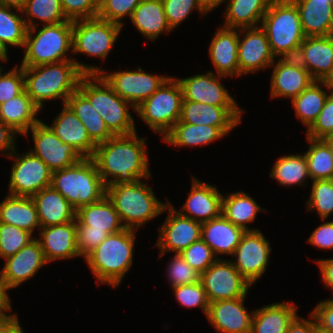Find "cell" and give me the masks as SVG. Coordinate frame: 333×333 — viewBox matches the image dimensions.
<instances>
[{"mask_svg":"<svg viewBox=\"0 0 333 333\" xmlns=\"http://www.w3.org/2000/svg\"><path fill=\"white\" fill-rule=\"evenodd\" d=\"M145 141L135 132L113 136L96 146L92 159L105 186L134 183L151 177Z\"/></svg>","mask_w":333,"mask_h":333,"instance_id":"1","label":"cell"},{"mask_svg":"<svg viewBox=\"0 0 333 333\" xmlns=\"http://www.w3.org/2000/svg\"><path fill=\"white\" fill-rule=\"evenodd\" d=\"M37 26L28 28L22 67H35L44 64L57 63L65 60H73L78 69L84 74H100L99 67L79 63L72 57L67 58V52L72 49V21L57 24L44 25L41 29ZM36 32V35L34 34ZM35 35V36H34Z\"/></svg>","mask_w":333,"mask_h":333,"instance_id":"2","label":"cell"},{"mask_svg":"<svg viewBox=\"0 0 333 333\" xmlns=\"http://www.w3.org/2000/svg\"><path fill=\"white\" fill-rule=\"evenodd\" d=\"M24 87L28 96L41 110L43 103L62 99L63 104L74 91L84 75L73 60L23 67Z\"/></svg>","mask_w":333,"mask_h":333,"instance_id":"3","label":"cell"},{"mask_svg":"<svg viewBox=\"0 0 333 333\" xmlns=\"http://www.w3.org/2000/svg\"><path fill=\"white\" fill-rule=\"evenodd\" d=\"M135 230L125 228L111 234L84 259L98 284L119 286L133 262Z\"/></svg>","mask_w":333,"mask_h":333,"instance_id":"4","label":"cell"},{"mask_svg":"<svg viewBox=\"0 0 333 333\" xmlns=\"http://www.w3.org/2000/svg\"><path fill=\"white\" fill-rule=\"evenodd\" d=\"M106 195L113 203L125 228L137 230L167 210V204L158 200L152 188L141 180L134 183L109 184L106 186Z\"/></svg>","mask_w":333,"mask_h":333,"instance_id":"5","label":"cell"},{"mask_svg":"<svg viewBox=\"0 0 333 333\" xmlns=\"http://www.w3.org/2000/svg\"><path fill=\"white\" fill-rule=\"evenodd\" d=\"M78 90L89 100L114 135L136 132L134 118L128 107H135L115 93L100 74L83 75Z\"/></svg>","mask_w":333,"mask_h":333,"instance_id":"6","label":"cell"},{"mask_svg":"<svg viewBox=\"0 0 333 333\" xmlns=\"http://www.w3.org/2000/svg\"><path fill=\"white\" fill-rule=\"evenodd\" d=\"M260 26L275 57H296L305 35L300 14L292 0H272Z\"/></svg>","mask_w":333,"mask_h":333,"instance_id":"7","label":"cell"},{"mask_svg":"<svg viewBox=\"0 0 333 333\" xmlns=\"http://www.w3.org/2000/svg\"><path fill=\"white\" fill-rule=\"evenodd\" d=\"M51 186L75 210L93 204L106 195V186L92 158H83L71 167L52 172Z\"/></svg>","mask_w":333,"mask_h":333,"instance_id":"8","label":"cell"},{"mask_svg":"<svg viewBox=\"0 0 333 333\" xmlns=\"http://www.w3.org/2000/svg\"><path fill=\"white\" fill-rule=\"evenodd\" d=\"M76 226V247L79 255L84 258L106 237L125 229L107 195L76 210Z\"/></svg>","mask_w":333,"mask_h":333,"instance_id":"9","label":"cell"},{"mask_svg":"<svg viewBox=\"0 0 333 333\" xmlns=\"http://www.w3.org/2000/svg\"><path fill=\"white\" fill-rule=\"evenodd\" d=\"M182 88L174 77H169L150 97L141 102L135 112L162 138L180 120Z\"/></svg>","mask_w":333,"mask_h":333,"instance_id":"10","label":"cell"},{"mask_svg":"<svg viewBox=\"0 0 333 333\" xmlns=\"http://www.w3.org/2000/svg\"><path fill=\"white\" fill-rule=\"evenodd\" d=\"M120 31L121 25L99 17L72 21V52L105 60Z\"/></svg>","mask_w":333,"mask_h":333,"instance_id":"11","label":"cell"},{"mask_svg":"<svg viewBox=\"0 0 333 333\" xmlns=\"http://www.w3.org/2000/svg\"><path fill=\"white\" fill-rule=\"evenodd\" d=\"M15 149L8 157L14 158L9 182V193L14 196L32 197L43 188L51 186L52 171L30 151L23 156Z\"/></svg>","mask_w":333,"mask_h":333,"instance_id":"12","label":"cell"},{"mask_svg":"<svg viewBox=\"0 0 333 333\" xmlns=\"http://www.w3.org/2000/svg\"><path fill=\"white\" fill-rule=\"evenodd\" d=\"M200 283L210 303L246 297L251 285L230 260L217 259L201 273Z\"/></svg>","mask_w":333,"mask_h":333,"instance_id":"13","label":"cell"},{"mask_svg":"<svg viewBox=\"0 0 333 333\" xmlns=\"http://www.w3.org/2000/svg\"><path fill=\"white\" fill-rule=\"evenodd\" d=\"M270 252V243L260 230L246 231L232 254L237 260L230 262L252 286L265 273Z\"/></svg>","mask_w":333,"mask_h":333,"instance_id":"14","label":"cell"},{"mask_svg":"<svg viewBox=\"0 0 333 333\" xmlns=\"http://www.w3.org/2000/svg\"><path fill=\"white\" fill-rule=\"evenodd\" d=\"M31 132L35 148H30V152L43 160L52 172L71 167L83 159L74 147L63 143L42 121L35 124Z\"/></svg>","mask_w":333,"mask_h":333,"instance_id":"15","label":"cell"},{"mask_svg":"<svg viewBox=\"0 0 333 333\" xmlns=\"http://www.w3.org/2000/svg\"><path fill=\"white\" fill-rule=\"evenodd\" d=\"M100 75L122 99L135 108L150 97L169 77L148 74L139 67L135 71H118Z\"/></svg>","mask_w":333,"mask_h":333,"instance_id":"16","label":"cell"},{"mask_svg":"<svg viewBox=\"0 0 333 333\" xmlns=\"http://www.w3.org/2000/svg\"><path fill=\"white\" fill-rule=\"evenodd\" d=\"M168 216L164 224L158 228L159 237L155 244L160 250L159 257L167 251L180 254L192 243L201 238L202 224L182 216L167 200Z\"/></svg>","mask_w":333,"mask_h":333,"instance_id":"17","label":"cell"},{"mask_svg":"<svg viewBox=\"0 0 333 333\" xmlns=\"http://www.w3.org/2000/svg\"><path fill=\"white\" fill-rule=\"evenodd\" d=\"M239 32H245L242 39L239 34V76L272 66L276 57L272 53L268 37L262 27L240 28Z\"/></svg>","mask_w":333,"mask_h":333,"instance_id":"18","label":"cell"},{"mask_svg":"<svg viewBox=\"0 0 333 333\" xmlns=\"http://www.w3.org/2000/svg\"><path fill=\"white\" fill-rule=\"evenodd\" d=\"M206 73L183 79L176 78L182 88V101L201 102L220 107H239L220 82V78L225 76H216L210 71Z\"/></svg>","mask_w":333,"mask_h":333,"instance_id":"19","label":"cell"},{"mask_svg":"<svg viewBox=\"0 0 333 333\" xmlns=\"http://www.w3.org/2000/svg\"><path fill=\"white\" fill-rule=\"evenodd\" d=\"M271 98H295L315 80L306 68L295 58H280L272 64Z\"/></svg>","mask_w":333,"mask_h":333,"instance_id":"20","label":"cell"},{"mask_svg":"<svg viewBox=\"0 0 333 333\" xmlns=\"http://www.w3.org/2000/svg\"><path fill=\"white\" fill-rule=\"evenodd\" d=\"M4 260L6 262L1 274L9 290L34 277L37 271L48 263L36 239Z\"/></svg>","mask_w":333,"mask_h":333,"instance_id":"21","label":"cell"},{"mask_svg":"<svg viewBox=\"0 0 333 333\" xmlns=\"http://www.w3.org/2000/svg\"><path fill=\"white\" fill-rule=\"evenodd\" d=\"M245 297L210 303L208 321L221 333H251L254 311L244 306Z\"/></svg>","mask_w":333,"mask_h":333,"instance_id":"22","label":"cell"},{"mask_svg":"<svg viewBox=\"0 0 333 333\" xmlns=\"http://www.w3.org/2000/svg\"><path fill=\"white\" fill-rule=\"evenodd\" d=\"M191 190L182 206L177 210L182 216L199 223H205L221 215L222 194L216 186L194 179L192 176ZM185 211V212H183Z\"/></svg>","mask_w":333,"mask_h":333,"instance_id":"23","label":"cell"},{"mask_svg":"<svg viewBox=\"0 0 333 333\" xmlns=\"http://www.w3.org/2000/svg\"><path fill=\"white\" fill-rule=\"evenodd\" d=\"M240 107H220L201 102L182 101L180 121L217 128H235L241 122Z\"/></svg>","mask_w":333,"mask_h":333,"instance_id":"24","label":"cell"},{"mask_svg":"<svg viewBox=\"0 0 333 333\" xmlns=\"http://www.w3.org/2000/svg\"><path fill=\"white\" fill-rule=\"evenodd\" d=\"M76 232V219L65 224L40 228L41 239L36 240L40 243L48 263L80 256L76 247Z\"/></svg>","mask_w":333,"mask_h":333,"instance_id":"25","label":"cell"},{"mask_svg":"<svg viewBox=\"0 0 333 333\" xmlns=\"http://www.w3.org/2000/svg\"><path fill=\"white\" fill-rule=\"evenodd\" d=\"M239 29L220 27L209 46V57L217 75L239 76L238 65Z\"/></svg>","mask_w":333,"mask_h":333,"instance_id":"26","label":"cell"},{"mask_svg":"<svg viewBox=\"0 0 333 333\" xmlns=\"http://www.w3.org/2000/svg\"><path fill=\"white\" fill-rule=\"evenodd\" d=\"M295 58L315 81H322L333 66V36L305 37Z\"/></svg>","mask_w":333,"mask_h":333,"instance_id":"27","label":"cell"},{"mask_svg":"<svg viewBox=\"0 0 333 333\" xmlns=\"http://www.w3.org/2000/svg\"><path fill=\"white\" fill-rule=\"evenodd\" d=\"M49 126L55 135L66 144H70L83 158H92L96 145L88 136L86 127L66 105Z\"/></svg>","mask_w":333,"mask_h":333,"instance_id":"28","label":"cell"},{"mask_svg":"<svg viewBox=\"0 0 333 333\" xmlns=\"http://www.w3.org/2000/svg\"><path fill=\"white\" fill-rule=\"evenodd\" d=\"M31 198L41 227L65 224L76 219V210L52 186L43 188Z\"/></svg>","mask_w":333,"mask_h":333,"instance_id":"29","label":"cell"},{"mask_svg":"<svg viewBox=\"0 0 333 333\" xmlns=\"http://www.w3.org/2000/svg\"><path fill=\"white\" fill-rule=\"evenodd\" d=\"M245 231L228 221L222 214L202 223L201 238L207 243L217 259V254L232 255L235 248L240 243L242 235Z\"/></svg>","mask_w":333,"mask_h":333,"instance_id":"30","label":"cell"},{"mask_svg":"<svg viewBox=\"0 0 333 333\" xmlns=\"http://www.w3.org/2000/svg\"><path fill=\"white\" fill-rule=\"evenodd\" d=\"M298 8L305 37L329 36L333 20V2L292 0Z\"/></svg>","mask_w":333,"mask_h":333,"instance_id":"31","label":"cell"},{"mask_svg":"<svg viewBox=\"0 0 333 333\" xmlns=\"http://www.w3.org/2000/svg\"><path fill=\"white\" fill-rule=\"evenodd\" d=\"M40 111L24 90L18 96L0 104V120L16 133L27 136L29 130L38 122L36 115Z\"/></svg>","mask_w":333,"mask_h":333,"instance_id":"32","label":"cell"},{"mask_svg":"<svg viewBox=\"0 0 333 333\" xmlns=\"http://www.w3.org/2000/svg\"><path fill=\"white\" fill-rule=\"evenodd\" d=\"M234 128H217L210 125H194L178 121L162 138L173 146L207 145L226 136Z\"/></svg>","mask_w":333,"mask_h":333,"instance_id":"33","label":"cell"},{"mask_svg":"<svg viewBox=\"0 0 333 333\" xmlns=\"http://www.w3.org/2000/svg\"><path fill=\"white\" fill-rule=\"evenodd\" d=\"M297 316V306L292 303H272L254 310L251 333H286Z\"/></svg>","mask_w":333,"mask_h":333,"instance_id":"34","label":"cell"},{"mask_svg":"<svg viewBox=\"0 0 333 333\" xmlns=\"http://www.w3.org/2000/svg\"><path fill=\"white\" fill-rule=\"evenodd\" d=\"M0 222L14 225L33 234L40 229L38 213L31 197L8 195L0 203Z\"/></svg>","mask_w":333,"mask_h":333,"instance_id":"35","label":"cell"},{"mask_svg":"<svg viewBox=\"0 0 333 333\" xmlns=\"http://www.w3.org/2000/svg\"><path fill=\"white\" fill-rule=\"evenodd\" d=\"M130 20L140 34L149 40L157 39L164 31H173L168 25L161 1L142 0L134 9Z\"/></svg>","mask_w":333,"mask_h":333,"instance_id":"36","label":"cell"},{"mask_svg":"<svg viewBox=\"0 0 333 333\" xmlns=\"http://www.w3.org/2000/svg\"><path fill=\"white\" fill-rule=\"evenodd\" d=\"M65 104L84 124L88 136L96 146L114 136L106 127L104 119L78 89L72 93Z\"/></svg>","mask_w":333,"mask_h":333,"instance_id":"37","label":"cell"},{"mask_svg":"<svg viewBox=\"0 0 333 333\" xmlns=\"http://www.w3.org/2000/svg\"><path fill=\"white\" fill-rule=\"evenodd\" d=\"M271 1L227 0V7L224 12V27L240 29L260 26V22L263 20V16L266 14Z\"/></svg>","mask_w":333,"mask_h":333,"instance_id":"38","label":"cell"},{"mask_svg":"<svg viewBox=\"0 0 333 333\" xmlns=\"http://www.w3.org/2000/svg\"><path fill=\"white\" fill-rule=\"evenodd\" d=\"M262 209L255 200L245 192L230 193L227 197L222 196L221 214L235 226L246 231H257L260 229H250L248 223L255 220L256 214Z\"/></svg>","mask_w":333,"mask_h":333,"instance_id":"39","label":"cell"},{"mask_svg":"<svg viewBox=\"0 0 333 333\" xmlns=\"http://www.w3.org/2000/svg\"><path fill=\"white\" fill-rule=\"evenodd\" d=\"M322 84V85H321ZM321 81H314L308 88L303 90L298 96L291 100L295 109L296 117L307 126V130L317 119L324 104L330 95L324 89Z\"/></svg>","mask_w":333,"mask_h":333,"instance_id":"40","label":"cell"},{"mask_svg":"<svg viewBox=\"0 0 333 333\" xmlns=\"http://www.w3.org/2000/svg\"><path fill=\"white\" fill-rule=\"evenodd\" d=\"M271 171L272 172L269 174L270 177L284 186H302V184L306 182V178L310 177L307 160L304 154L280 157L275 162Z\"/></svg>","mask_w":333,"mask_h":333,"instance_id":"41","label":"cell"},{"mask_svg":"<svg viewBox=\"0 0 333 333\" xmlns=\"http://www.w3.org/2000/svg\"><path fill=\"white\" fill-rule=\"evenodd\" d=\"M306 139L310 145L304 155L311 181L333 179V156L330 148L322 139Z\"/></svg>","mask_w":333,"mask_h":333,"instance_id":"42","label":"cell"},{"mask_svg":"<svg viewBox=\"0 0 333 333\" xmlns=\"http://www.w3.org/2000/svg\"><path fill=\"white\" fill-rule=\"evenodd\" d=\"M21 15L27 17L24 20L28 28L37 25L35 21L33 22L34 19H39L44 25L57 24L68 20L62 10L61 0H27Z\"/></svg>","mask_w":333,"mask_h":333,"instance_id":"43","label":"cell"},{"mask_svg":"<svg viewBox=\"0 0 333 333\" xmlns=\"http://www.w3.org/2000/svg\"><path fill=\"white\" fill-rule=\"evenodd\" d=\"M13 9L0 4V42L6 49L7 45L23 48L28 30L25 20Z\"/></svg>","mask_w":333,"mask_h":333,"instance_id":"44","label":"cell"},{"mask_svg":"<svg viewBox=\"0 0 333 333\" xmlns=\"http://www.w3.org/2000/svg\"><path fill=\"white\" fill-rule=\"evenodd\" d=\"M311 189L307 210H316L325 221L333 213V179L314 180Z\"/></svg>","mask_w":333,"mask_h":333,"instance_id":"45","label":"cell"},{"mask_svg":"<svg viewBox=\"0 0 333 333\" xmlns=\"http://www.w3.org/2000/svg\"><path fill=\"white\" fill-rule=\"evenodd\" d=\"M32 234L14 225L0 222V258L15 255L32 240Z\"/></svg>","mask_w":333,"mask_h":333,"instance_id":"46","label":"cell"},{"mask_svg":"<svg viewBox=\"0 0 333 333\" xmlns=\"http://www.w3.org/2000/svg\"><path fill=\"white\" fill-rule=\"evenodd\" d=\"M180 305L191 308L199 306L203 313H208L210 302L200 282L172 287Z\"/></svg>","mask_w":333,"mask_h":333,"instance_id":"47","label":"cell"},{"mask_svg":"<svg viewBox=\"0 0 333 333\" xmlns=\"http://www.w3.org/2000/svg\"><path fill=\"white\" fill-rule=\"evenodd\" d=\"M180 256L199 273H203L217 260L210 246L202 238L182 251Z\"/></svg>","mask_w":333,"mask_h":333,"instance_id":"48","label":"cell"},{"mask_svg":"<svg viewBox=\"0 0 333 333\" xmlns=\"http://www.w3.org/2000/svg\"><path fill=\"white\" fill-rule=\"evenodd\" d=\"M162 3L171 30L186 20L193 10L197 9L202 16L207 14L197 0H164Z\"/></svg>","mask_w":333,"mask_h":333,"instance_id":"49","label":"cell"},{"mask_svg":"<svg viewBox=\"0 0 333 333\" xmlns=\"http://www.w3.org/2000/svg\"><path fill=\"white\" fill-rule=\"evenodd\" d=\"M167 270L168 278L172 287L200 282L201 273L193 269L180 256V254L174 255Z\"/></svg>","mask_w":333,"mask_h":333,"instance_id":"50","label":"cell"},{"mask_svg":"<svg viewBox=\"0 0 333 333\" xmlns=\"http://www.w3.org/2000/svg\"><path fill=\"white\" fill-rule=\"evenodd\" d=\"M142 0H109L100 10V19L119 24L123 27V19L126 16L132 17L134 9Z\"/></svg>","mask_w":333,"mask_h":333,"instance_id":"51","label":"cell"},{"mask_svg":"<svg viewBox=\"0 0 333 333\" xmlns=\"http://www.w3.org/2000/svg\"><path fill=\"white\" fill-rule=\"evenodd\" d=\"M25 90L23 67L20 66L0 74V104L21 94Z\"/></svg>","mask_w":333,"mask_h":333,"instance_id":"52","label":"cell"},{"mask_svg":"<svg viewBox=\"0 0 333 333\" xmlns=\"http://www.w3.org/2000/svg\"><path fill=\"white\" fill-rule=\"evenodd\" d=\"M330 134H333V93L331 92L317 119L307 130L306 137L323 139Z\"/></svg>","mask_w":333,"mask_h":333,"instance_id":"53","label":"cell"},{"mask_svg":"<svg viewBox=\"0 0 333 333\" xmlns=\"http://www.w3.org/2000/svg\"><path fill=\"white\" fill-rule=\"evenodd\" d=\"M61 7L70 21L98 17L100 10L94 0H61Z\"/></svg>","mask_w":333,"mask_h":333,"instance_id":"54","label":"cell"},{"mask_svg":"<svg viewBox=\"0 0 333 333\" xmlns=\"http://www.w3.org/2000/svg\"><path fill=\"white\" fill-rule=\"evenodd\" d=\"M308 243L320 249L333 248V220L319 225L308 238Z\"/></svg>","mask_w":333,"mask_h":333,"instance_id":"55","label":"cell"},{"mask_svg":"<svg viewBox=\"0 0 333 333\" xmlns=\"http://www.w3.org/2000/svg\"><path fill=\"white\" fill-rule=\"evenodd\" d=\"M310 314L320 328L333 331V299L319 302Z\"/></svg>","mask_w":333,"mask_h":333,"instance_id":"56","label":"cell"},{"mask_svg":"<svg viewBox=\"0 0 333 333\" xmlns=\"http://www.w3.org/2000/svg\"><path fill=\"white\" fill-rule=\"evenodd\" d=\"M16 133L10 126L0 120V151L7 153V157L16 149Z\"/></svg>","mask_w":333,"mask_h":333,"instance_id":"57","label":"cell"},{"mask_svg":"<svg viewBox=\"0 0 333 333\" xmlns=\"http://www.w3.org/2000/svg\"><path fill=\"white\" fill-rule=\"evenodd\" d=\"M310 319H304L298 315L294 320L289 324L286 333H316L317 323L315 318L310 314Z\"/></svg>","mask_w":333,"mask_h":333,"instance_id":"58","label":"cell"},{"mask_svg":"<svg viewBox=\"0 0 333 333\" xmlns=\"http://www.w3.org/2000/svg\"><path fill=\"white\" fill-rule=\"evenodd\" d=\"M16 314L0 316V333H24Z\"/></svg>","mask_w":333,"mask_h":333,"instance_id":"59","label":"cell"},{"mask_svg":"<svg viewBox=\"0 0 333 333\" xmlns=\"http://www.w3.org/2000/svg\"><path fill=\"white\" fill-rule=\"evenodd\" d=\"M316 263H318L320 267L321 276H323L322 281L328 288L333 289V258L321 260L318 259Z\"/></svg>","mask_w":333,"mask_h":333,"instance_id":"60","label":"cell"},{"mask_svg":"<svg viewBox=\"0 0 333 333\" xmlns=\"http://www.w3.org/2000/svg\"><path fill=\"white\" fill-rule=\"evenodd\" d=\"M9 289L6 287L5 281L2 278V274L0 271V316H6L11 314H6V312H10L12 306L10 304V297L7 293Z\"/></svg>","mask_w":333,"mask_h":333,"instance_id":"61","label":"cell"},{"mask_svg":"<svg viewBox=\"0 0 333 333\" xmlns=\"http://www.w3.org/2000/svg\"><path fill=\"white\" fill-rule=\"evenodd\" d=\"M198 4L201 6V8L208 13L214 8H217L222 2H225V0H197Z\"/></svg>","mask_w":333,"mask_h":333,"instance_id":"62","label":"cell"},{"mask_svg":"<svg viewBox=\"0 0 333 333\" xmlns=\"http://www.w3.org/2000/svg\"><path fill=\"white\" fill-rule=\"evenodd\" d=\"M27 0H0V4L7 7H12L17 10V12H22V9L25 7Z\"/></svg>","mask_w":333,"mask_h":333,"instance_id":"63","label":"cell"},{"mask_svg":"<svg viewBox=\"0 0 333 333\" xmlns=\"http://www.w3.org/2000/svg\"><path fill=\"white\" fill-rule=\"evenodd\" d=\"M321 82L324 84L326 89H330L329 91L333 93V66Z\"/></svg>","mask_w":333,"mask_h":333,"instance_id":"64","label":"cell"},{"mask_svg":"<svg viewBox=\"0 0 333 333\" xmlns=\"http://www.w3.org/2000/svg\"><path fill=\"white\" fill-rule=\"evenodd\" d=\"M322 140L330 148L332 156H333V134L325 136Z\"/></svg>","mask_w":333,"mask_h":333,"instance_id":"65","label":"cell"},{"mask_svg":"<svg viewBox=\"0 0 333 333\" xmlns=\"http://www.w3.org/2000/svg\"><path fill=\"white\" fill-rule=\"evenodd\" d=\"M8 49H6L2 43L0 42V57L4 58V59H8Z\"/></svg>","mask_w":333,"mask_h":333,"instance_id":"66","label":"cell"},{"mask_svg":"<svg viewBox=\"0 0 333 333\" xmlns=\"http://www.w3.org/2000/svg\"><path fill=\"white\" fill-rule=\"evenodd\" d=\"M109 0H94L95 5L101 9Z\"/></svg>","mask_w":333,"mask_h":333,"instance_id":"67","label":"cell"},{"mask_svg":"<svg viewBox=\"0 0 333 333\" xmlns=\"http://www.w3.org/2000/svg\"><path fill=\"white\" fill-rule=\"evenodd\" d=\"M316 333H333V331H328V330L322 329L317 325Z\"/></svg>","mask_w":333,"mask_h":333,"instance_id":"68","label":"cell"},{"mask_svg":"<svg viewBox=\"0 0 333 333\" xmlns=\"http://www.w3.org/2000/svg\"><path fill=\"white\" fill-rule=\"evenodd\" d=\"M1 60H2V61H1ZM0 61H1V62H5V61H7V60L4 59V58H2V57H0ZM2 69H3V68L0 66V74H1V72H2Z\"/></svg>","mask_w":333,"mask_h":333,"instance_id":"69","label":"cell"},{"mask_svg":"<svg viewBox=\"0 0 333 333\" xmlns=\"http://www.w3.org/2000/svg\"><path fill=\"white\" fill-rule=\"evenodd\" d=\"M330 35L333 36V20H332V24H331V28H330Z\"/></svg>","mask_w":333,"mask_h":333,"instance_id":"70","label":"cell"}]
</instances>
